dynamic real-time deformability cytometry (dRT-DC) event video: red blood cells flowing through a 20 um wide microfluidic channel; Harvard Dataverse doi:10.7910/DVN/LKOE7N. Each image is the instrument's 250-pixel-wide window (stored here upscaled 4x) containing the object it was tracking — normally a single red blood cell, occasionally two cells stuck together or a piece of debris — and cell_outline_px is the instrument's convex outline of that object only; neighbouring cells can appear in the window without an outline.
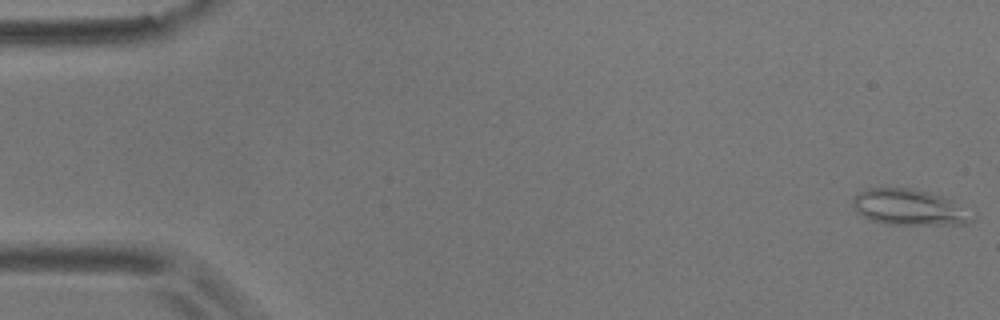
{"species": "common noctule bat (a hibernating species)", "species_latin": "Nyctalus noctula", "temperature_condition": "room temperature", "stored_images_in_passage": 56, "camera_frame_rate_fps": 3000, "um_per_image_px": 0.085, "animal": {"sex": "male", "body_mass_g": 17.9}, "frame": {"image": 1, "passage_image": 1, "time_ms": 0.0, "image_size_px": [1000, 320], "cell_outline_px": [[980, 216], [976, 220], [968, 224], [884, 224], [868, 220], [856, 212], [852, 200], [852, 196], [868, 188], [908, 188], [940, 196], [952, 200], [976, 212]], "centroid_in_image_um": [77.36, 17.65], "position_along_channel_um": 7.6, "area_um2": 25.43}}
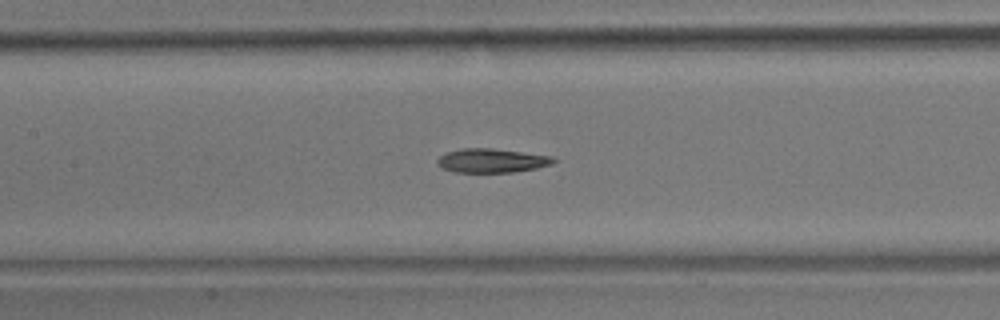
{"frame": {"image": 2, "passage_image": 26, "time_ms": 8.333, "image_size_px": [1000, 320], "cell_outline_px": [[556, 160], [552, 164], [536, 168], [512, 172], [456, 172], [444, 168], [436, 164], [436, 160], [440, 156], [448, 152], [460, 148], [492, 148], [552, 156]], "centroid_in_image_um": [41.79, 13.64], "position_along_channel_um": 165.6, "area_um2": 16.13}}
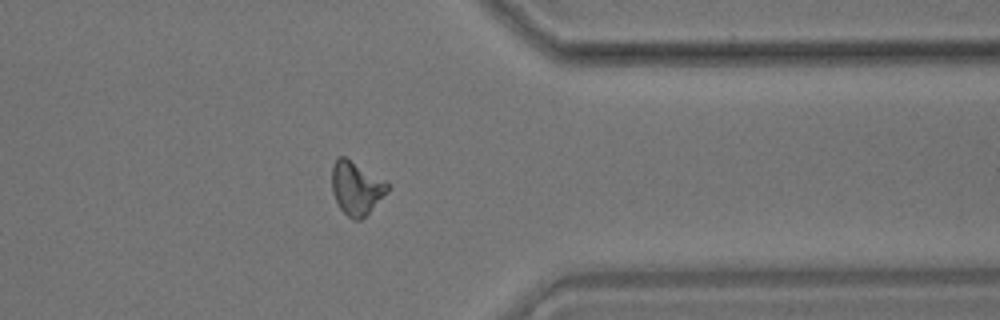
{"frame": {"image": 3, "passage_image": 45, "time_ms": 14.667, "image_size_px": [1000, 320], "cell_outline_px": [[388, 192], [360, 220], [352, 220], [340, 208], [332, 192], [332, 164], [340, 156], [344, 156], [388, 180]], "centroid_in_image_um": [30.3, 15.95], "position_along_channel_um": 381.1, "area_um2": 17.34}, "authors_computed_cell_mechanics": {"area_um2": 17.1088, "velocity_mm_per_s": 3.5521, "shape_relaxation_time_tau1_ms": null, "shape_relaxation_time_tau2_ms": 4.5977, "deformation_change_tau1": null, "deformation_change_tau2": 0.1409}}